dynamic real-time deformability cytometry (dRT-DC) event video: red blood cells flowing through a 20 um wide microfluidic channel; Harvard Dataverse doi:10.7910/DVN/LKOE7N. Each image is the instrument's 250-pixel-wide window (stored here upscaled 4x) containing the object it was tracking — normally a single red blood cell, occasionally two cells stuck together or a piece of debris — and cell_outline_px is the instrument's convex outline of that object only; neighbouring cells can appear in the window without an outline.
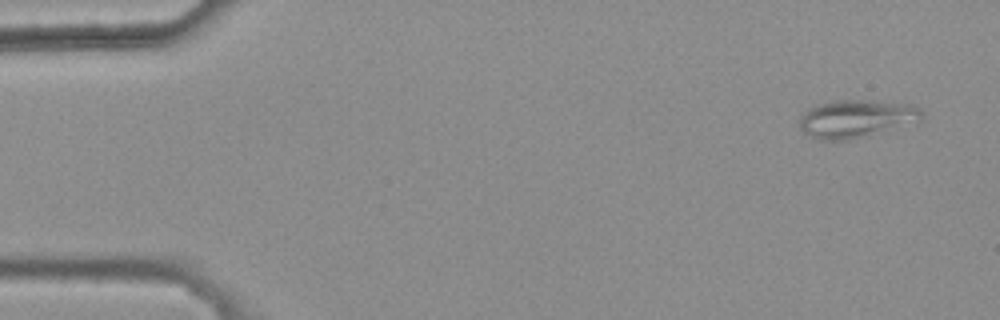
{"species": "common noctule bat (a hibernating species)", "species_latin": "Nyctalus noctula", "temperature_condition": "warm", "stored_images_in_passage": 4, "camera_frame_rate_fps": 3000, "um_per_image_px": 0.085, "animal": {"sex": "female", "body_mass_g": 25.1}, "frame": {"image": 1, "passage_image": 1, "time_ms": 0.0, "image_size_px": [1000, 320], "cell_outline_px": [[924, 116], [920, 120], [868, 136], [848, 140], [816, 140], [804, 132], [800, 128], [800, 116], [804, 112], [816, 104], [836, 100], [876, 100], [912, 104], [920, 108], [924, 112]], "centroid_in_image_um": [72.78, 10.08], "position_along_channel_um": 12.2, "area_um2": 27.22}}